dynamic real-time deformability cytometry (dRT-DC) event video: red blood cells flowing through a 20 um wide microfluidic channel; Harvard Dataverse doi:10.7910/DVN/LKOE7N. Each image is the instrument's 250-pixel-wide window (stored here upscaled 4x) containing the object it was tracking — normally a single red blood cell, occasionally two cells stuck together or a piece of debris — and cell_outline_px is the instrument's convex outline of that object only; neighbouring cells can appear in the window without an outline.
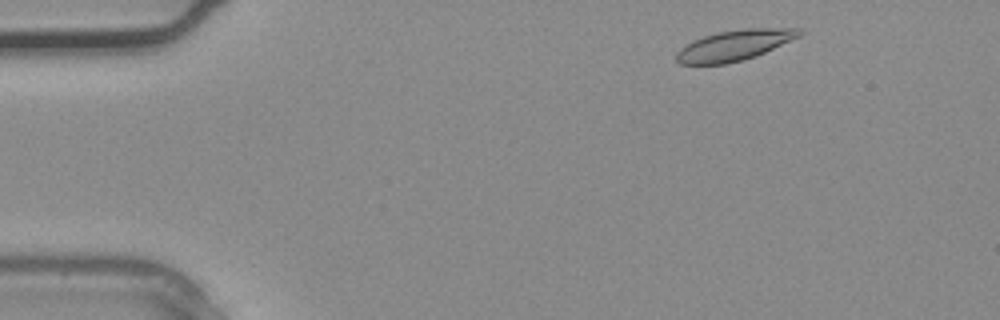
{"species": "common noctule bat (a hibernating species)", "species_latin": "Nyctalus noctula", "temperature_condition": "warm", "stored_images_in_passage": 34, "camera_frame_rate_fps": 3000, "um_per_image_px": 0.085, "animal": {"sex": "male", "body_mass_g": 20.4}, "frame": {"image": 1, "passage_image": 2, "time_ms": 0.333, "image_size_px": [1000, 320], "cell_outline_px": [[804, 32], [800, 36], [756, 56], [744, 60], [724, 64], [680, 64], [676, 60], [676, 52], [680, 48], [692, 40], [704, 36], [720, 32], [744, 28], [804, 28]], "centroid_in_image_um": [62.44, 3.84], "position_along_channel_um": 22.6, "area_um2": 21.91}}
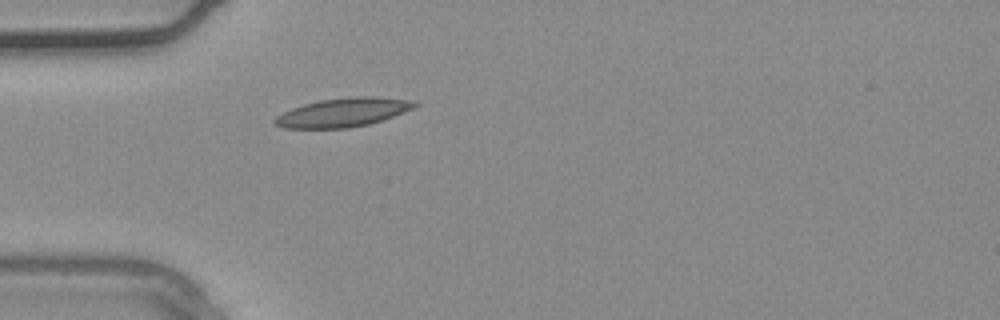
{"frame": {"image": 2, "passage_image": 8, "time_ms": 2.333, "image_size_px": [1000, 320], "cell_outline_px": [[420, 104], [412, 108], [392, 116], [368, 124], [348, 128], [284, 128], [272, 124], [272, 120], [276, 116], [292, 108], [304, 104], [320, 100], [352, 96], [376, 96], [416, 100]], "centroid_in_image_um": [29.15, 9.54], "position_along_channel_um": 55.9, "area_um2": 23.52}}
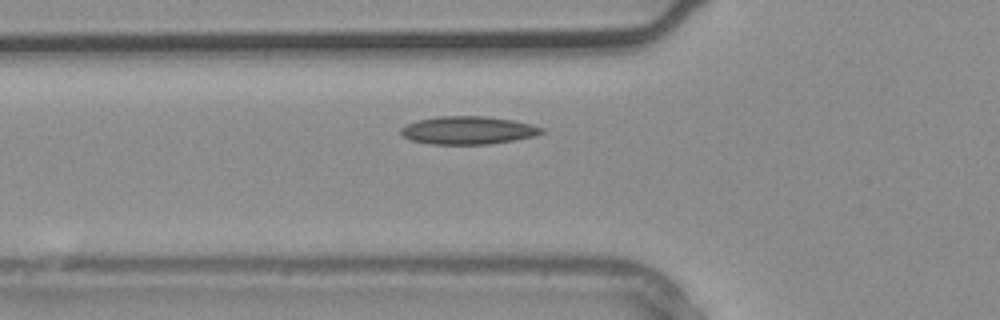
{"frame": {"image": 3, "passage_image": 10, "time_ms": 3.0, "image_size_px": [1000, 320], "cell_outline_px": [[544, 132], [536, 136], [492, 144], [428, 144], [412, 140], [404, 136], [400, 132], [400, 128], [416, 120], [440, 116], [484, 116], [512, 120], [544, 128]], "centroid_in_image_um": [39.78, 11.08], "position_along_channel_um": 86.0, "area_um2": 22.89}}